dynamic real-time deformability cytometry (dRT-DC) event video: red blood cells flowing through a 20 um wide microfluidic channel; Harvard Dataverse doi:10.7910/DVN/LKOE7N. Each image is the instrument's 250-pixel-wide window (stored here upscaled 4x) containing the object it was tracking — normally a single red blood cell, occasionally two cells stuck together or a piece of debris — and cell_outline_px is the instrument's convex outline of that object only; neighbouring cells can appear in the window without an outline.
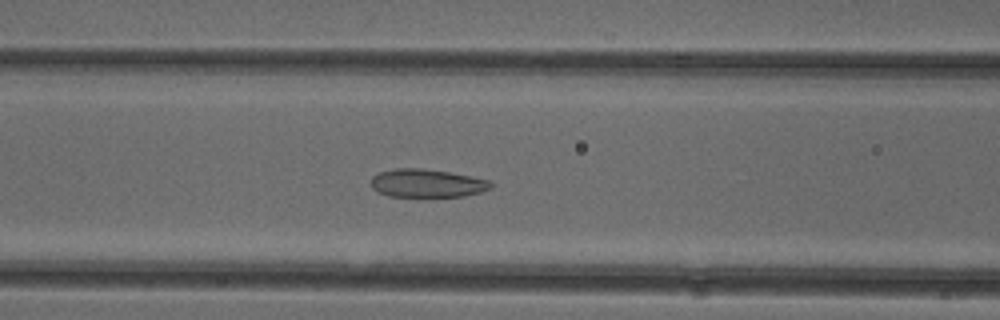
{"species": "common noctule bat (a hibernating species)", "species_latin": "Nyctalus noctula", "temperature_condition": "cold", "stored_images_in_passage": 47, "camera_frame_rate_fps": 3000, "um_per_image_px": 0.085, "animal": {"sex": "female"}, "frame": {"image": 1, "passage_image": 18, "time_ms": 5.667, "image_size_px": [1000, 320], "cell_outline_px": [[492, 188], [480, 192], [464, 196], [388, 196], [376, 192], [372, 188], [372, 176], [380, 172], [396, 168], [424, 168], [472, 176], [488, 180], [492, 184]], "centroid_in_image_um": [36.28, 15.57], "position_along_channel_um": 130.3, "area_um2": 19.65}}
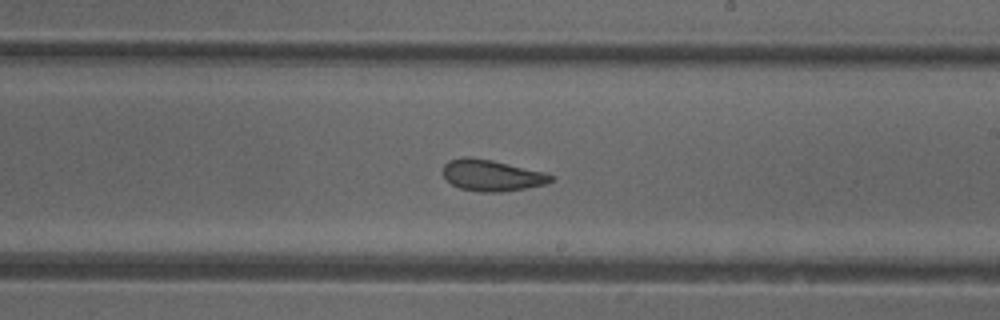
{"frame": {"image": 2, "passage_image": 27, "time_ms": 8.667, "image_size_px": [1000, 320], "cell_outline_px": [[552, 180], [544, 184], [524, 188], [500, 192], [480, 192], [460, 188], [452, 184], [444, 176], [444, 164], [448, 160], [464, 156], [468, 156], [492, 160], [544, 172], [552, 176]], "centroid_in_image_um": [41.76, 14.89], "position_along_channel_um": 247.2, "area_um2": 19.42}}
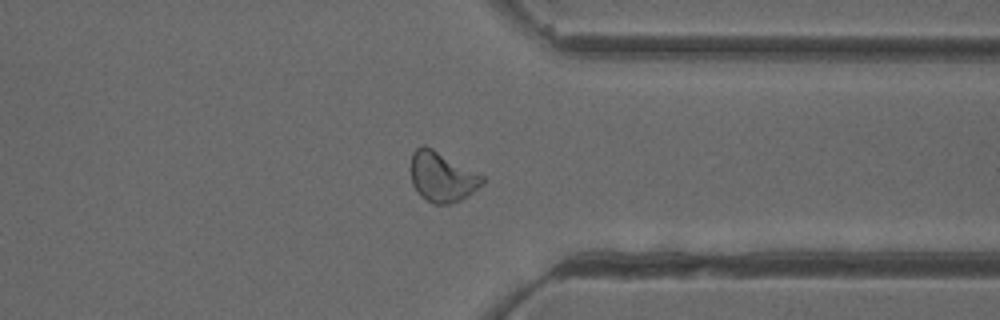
{"frame": {"image": 3, "passage_image": 37, "time_ms": 12.0, "image_size_px": [1000, 320], "cell_outline_px": [[484, 184], [468, 196], [460, 200], [448, 204], [436, 204], [420, 196], [412, 184], [412, 152], [416, 148], [424, 144], [432, 148], [484, 176]], "centroid_in_image_um": [37.59, 15.03], "position_along_channel_um": 373.8, "area_um2": 20.63}}